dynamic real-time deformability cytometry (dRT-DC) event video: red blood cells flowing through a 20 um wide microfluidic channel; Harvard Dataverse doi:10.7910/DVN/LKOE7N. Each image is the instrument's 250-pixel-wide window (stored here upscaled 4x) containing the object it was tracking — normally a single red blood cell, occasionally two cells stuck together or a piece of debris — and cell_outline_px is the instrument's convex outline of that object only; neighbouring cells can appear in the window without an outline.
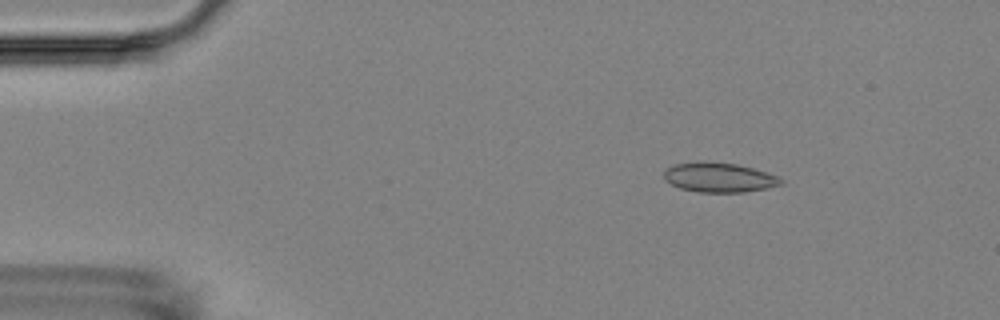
{"species": "Egyptian fruit bat (a non-hibernating species)", "species_latin": "Rousettus aegyptiacus", "temperature_condition": "room temperature", "stored_images_in_passage": 17, "camera_frame_rate_fps": 3000, "um_per_image_px": 0.085, "animal": {"sex": "female"}, "frame": {"image": 1, "passage_image": 3, "time_ms": 2.333, "image_size_px": [1000, 320], "cell_outline_px": [[784, 184], [744, 192], [700, 192], [680, 188], [664, 180], [664, 172], [668, 168], [676, 164], [696, 160], [704, 160], [736, 164], [752, 168], [776, 176], [784, 180]], "centroid_in_image_um": [61.09, 15.06], "position_along_channel_um": 23.9, "area_um2": 20.17}}
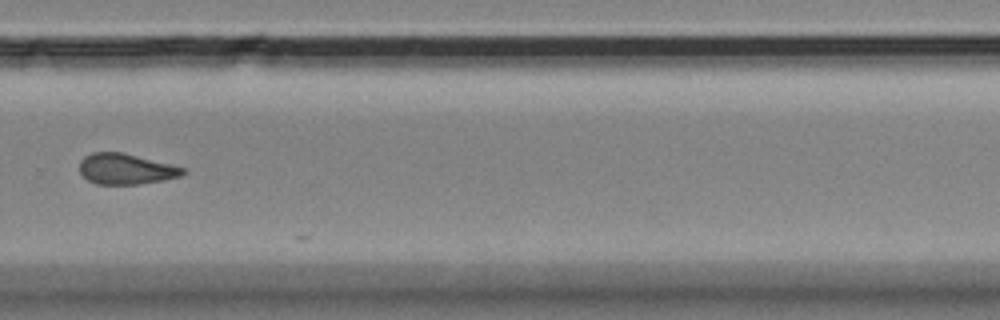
{"frame": {"image": 2, "passage_image": 12, "time_ms": 12.667, "image_size_px": [1000, 320], "cell_outline_px": [[188, 172], [180, 176], [164, 180], [140, 184], [96, 184], [88, 180], [80, 172], [80, 160], [84, 156], [92, 152], [124, 152], [188, 168]], "centroid_in_image_um": [10.75, 14.35], "position_along_channel_um": 319.1, "area_um2": 18.79}}
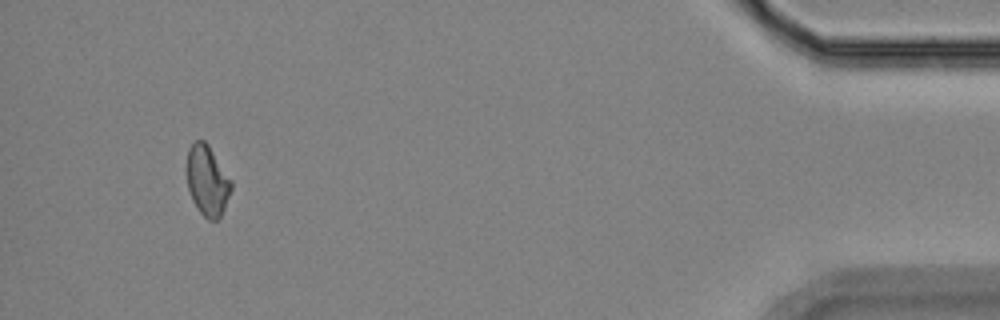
{"frame": {"image": 3, "passage_image": 16, "time_ms": 17.333, "image_size_px": [1000, 320], "cell_outline_px": [[232, 188], [224, 208], [220, 216], [216, 220], [208, 220], [200, 212], [192, 200], [188, 188], [184, 172], [184, 168], [188, 148], [196, 140], [204, 140], [208, 144], [232, 180]], "centroid_in_image_um": [17.58, 15.32], "position_along_channel_um": 417.6, "area_um2": 18.61}}